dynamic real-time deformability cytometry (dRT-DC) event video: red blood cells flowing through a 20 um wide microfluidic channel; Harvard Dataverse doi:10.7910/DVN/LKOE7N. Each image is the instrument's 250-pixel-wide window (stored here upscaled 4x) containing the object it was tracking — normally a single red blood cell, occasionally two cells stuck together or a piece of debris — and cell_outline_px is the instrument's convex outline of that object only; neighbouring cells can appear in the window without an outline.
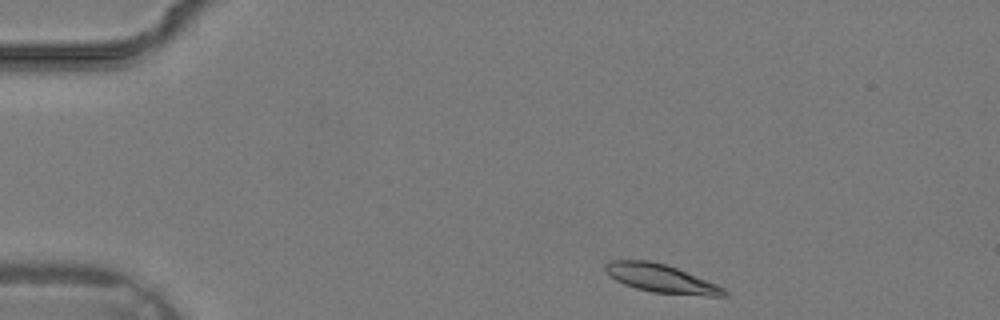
{"species": "common noctule bat (a hibernating species)", "species_latin": "Nyctalus noctula", "temperature_condition": "warm", "stored_images_in_passage": 31, "camera_frame_rate_fps": 3000, "um_per_image_px": 0.085, "animal": {"sex": "male", "body_mass_g": 19.2, "forearm_length_mm": 51.8}, "frame": {"image": 1, "passage_image": 1, "time_ms": 0.0, "image_size_px": [1000, 320], "cell_outline_px": [[728, 296], [708, 296], [652, 292], [636, 288], [624, 284], [616, 280], [604, 268], [604, 264], [612, 260], [648, 260], [664, 264], [676, 268], [716, 284], [724, 288], [728, 292]], "centroid_in_image_um": [56.2, 23.67], "position_along_channel_um": 28.8, "area_um2": 19.31}}
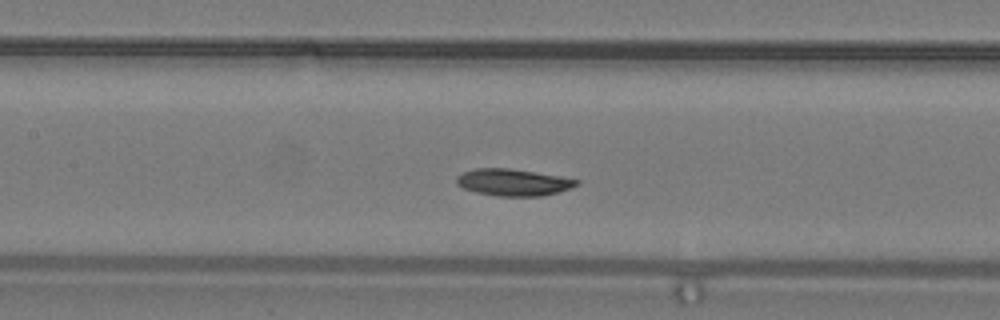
{"frame": {"image": 2, "passage_image": 12, "time_ms": 3.667, "image_size_px": [1000, 320], "cell_outline_px": [[580, 184], [572, 188], [540, 196], [500, 196], [476, 192], [464, 188], [456, 184], [456, 176], [472, 168], [512, 168], [536, 172], [580, 180]], "centroid_in_image_um": [43.62, 15.49], "position_along_channel_um": 163.8, "area_um2": 18.79}}
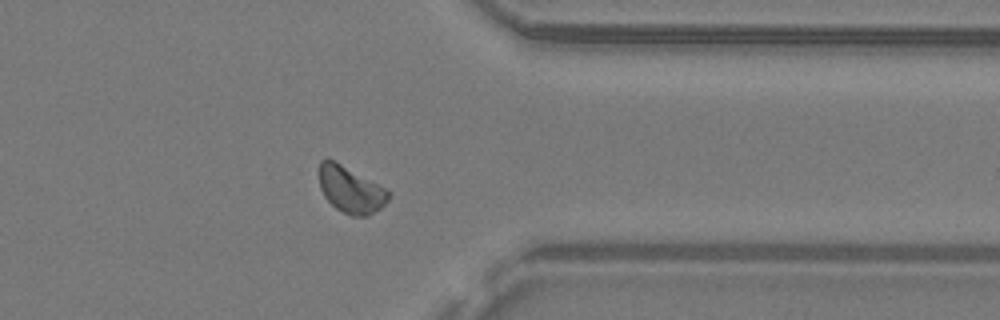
{"frame": {"image": 3, "passage_image": 24, "time_ms": 7.667, "image_size_px": [1000, 320], "cell_outline_px": [[392, 192], [388, 200], [380, 208], [368, 216], [352, 216], [336, 208], [324, 196], [320, 188], [320, 160], [328, 156]], "centroid_in_image_um": [29.8, 16.1], "position_along_channel_um": 381.6, "area_um2": 18.79}}